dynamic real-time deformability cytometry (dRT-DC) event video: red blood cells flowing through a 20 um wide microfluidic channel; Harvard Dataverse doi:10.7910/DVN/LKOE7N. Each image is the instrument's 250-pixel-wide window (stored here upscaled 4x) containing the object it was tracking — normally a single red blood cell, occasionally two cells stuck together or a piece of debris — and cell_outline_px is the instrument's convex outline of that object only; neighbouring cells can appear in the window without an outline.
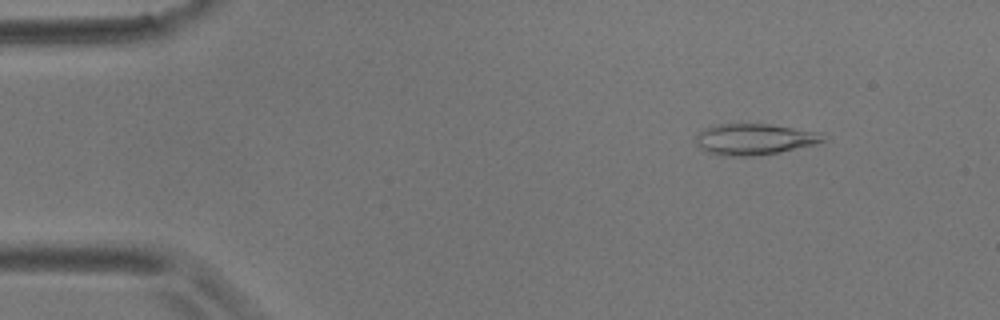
{"species": "common noctule bat (a hibernating species)", "species_latin": "Nyctalus noctula", "temperature_condition": "room temperature", "stored_images_in_passage": 10, "camera_frame_rate_fps": 3000, "um_per_image_px": 0.085, "animal": {"sex": "male", "body_mass_g": 17.9}, "frame": {"image": 1, "passage_image": 2, "time_ms": 1.0, "image_size_px": [1000, 320], "cell_outline_px": [[828, 140], [816, 144], [780, 152], [752, 156], [724, 156], [708, 152], [700, 148], [696, 144], [696, 136], [704, 128], [716, 124], [772, 124], [824, 132]], "centroid_in_image_um": [64.19, 11.82], "position_along_channel_um": 20.8, "area_um2": 23.47}}
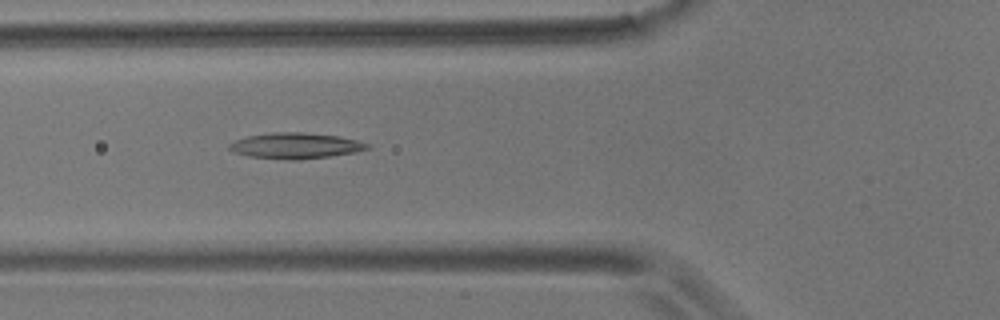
{"frame": {"image": 2, "passage_image": 6, "time_ms": 5.667, "image_size_px": [1000, 320], "cell_outline_px": [[372, 148], [356, 152], [300, 160], [288, 160], [248, 156], [236, 152], [228, 148], [228, 144], [236, 140], [248, 136], [272, 132], [304, 132], [340, 136], [356, 140], [368, 144]], "centroid_in_image_um": [25.14, 12.38], "position_along_channel_um": 100.7, "area_um2": 20.75}}
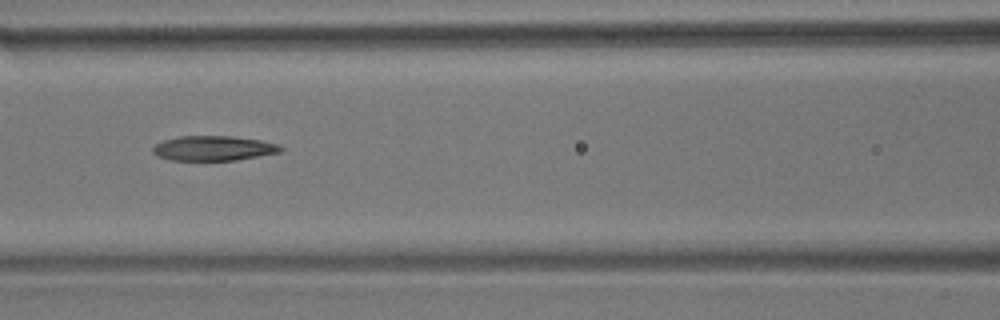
{"frame": {"image": 3, "passage_image": 7, "time_ms": 7.0, "image_size_px": [1000, 320], "cell_outline_px": [[284, 148], [280, 152], [236, 160], [172, 160], [156, 156], [152, 152], [152, 148], [156, 144], [164, 140], [180, 136], [232, 136], [260, 140], [276, 144]], "centroid_in_image_um": [18.12, 12.6], "position_along_channel_um": 148.5, "area_um2": 18.38}}